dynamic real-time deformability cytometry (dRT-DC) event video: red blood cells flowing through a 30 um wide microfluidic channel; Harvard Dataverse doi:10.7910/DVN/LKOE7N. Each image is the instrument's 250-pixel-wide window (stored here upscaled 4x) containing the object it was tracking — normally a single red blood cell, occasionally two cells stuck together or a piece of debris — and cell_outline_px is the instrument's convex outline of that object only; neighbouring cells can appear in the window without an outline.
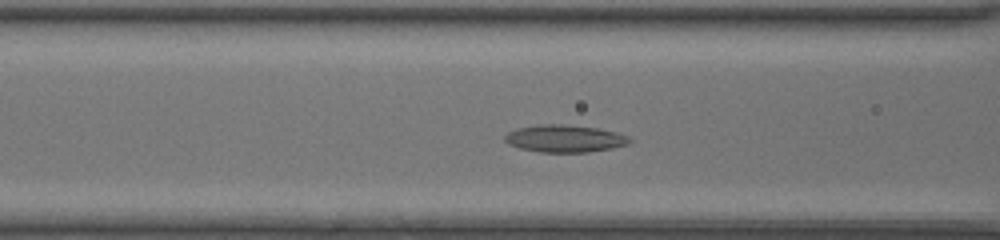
{"species": "common noctule bat (a hibernating species)", "species_latin": "Nyctalus noctula", "temperature_condition": "room temperature", "stored_images_in_passage": 39, "camera_frame_rate_fps": 3000, "um_per_image_px": 0.085, "animal": {"sex": "female", "body_mass_g": 20.0, "forearm_length_mm": 54.0}, "frame": {"image": 1, "passage_image": 13, "time_ms": 4.0, "image_size_px": [1000, 240], "cell_outline_px": [[632, 140], [628, 144], [612, 148], [588, 152], [540, 152], [520, 148], [508, 144], [504, 140], [504, 136], [508, 132], [516, 128], [536, 124], [560, 124], [596, 128], [616, 132], [628, 136]], "centroid_in_image_um": [47.97, 11.77], "position_along_channel_um": 118.6, "area_um2": 19.88}}
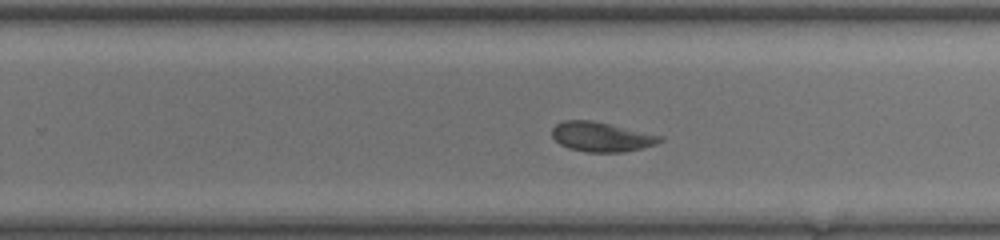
{"frame": {"image": 2, "passage_image": 24, "time_ms": 7.667, "image_size_px": [1000, 240], "cell_outline_px": [[664, 140], [656, 144], [644, 148], [624, 152], [584, 152], [568, 148], [560, 144], [552, 136], [552, 128], [556, 124], [564, 120], [592, 120], [664, 136]], "centroid_in_image_um": [51.14, 11.63], "position_along_channel_um": 278.7, "area_um2": 18.79}}
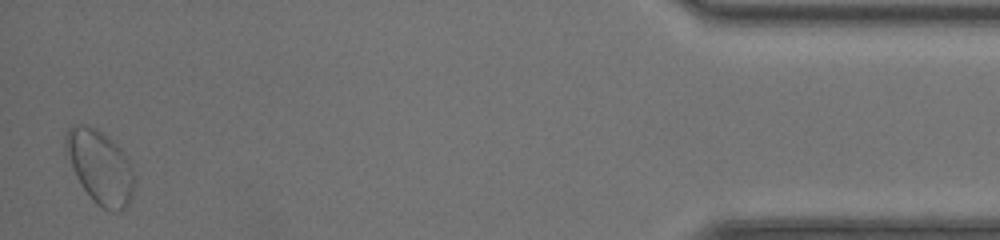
{"frame": {"image": 3, "passage_image": 39, "time_ms": 12.667, "image_size_px": [1000, 240], "cell_outline_px": [[132, 196], [128, 204], [120, 212], [112, 212], [96, 204], [84, 188], [76, 176], [64, 148], [64, 136], [68, 128], [76, 124], [84, 124], [96, 128], [108, 136], [120, 148], [128, 160], [132, 168]], "centroid_in_image_um": [8.47, 14.16], "position_along_channel_um": 426.7, "area_um2": 29.07}, "authors_computed_cell_mechanics": {"area_um2": 19.4786, "velocity_mm_per_s": 4.3782, "shape_relaxation_time_tau1_ms": 8.7323, "shape_relaxation_time_tau2_ms": 2.1715, "deformation_change_tau1": 0.1617, "deformation_change_tau2": 0.0699}}